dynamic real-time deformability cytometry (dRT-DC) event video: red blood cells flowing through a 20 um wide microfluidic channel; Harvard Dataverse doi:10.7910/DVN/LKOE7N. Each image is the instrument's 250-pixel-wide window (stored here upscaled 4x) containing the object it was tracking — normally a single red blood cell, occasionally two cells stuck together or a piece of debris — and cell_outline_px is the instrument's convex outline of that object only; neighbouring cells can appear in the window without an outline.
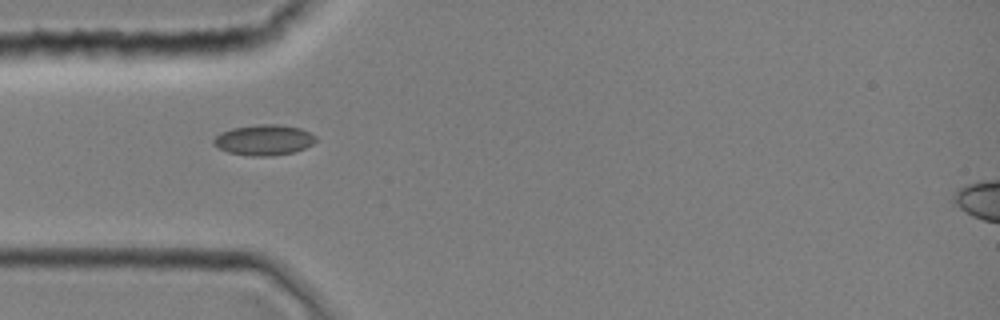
{"species": "common noctule bat (a hibernating species)", "species_latin": "Nyctalus noctula", "temperature_condition": "room temperature", "stored_images_in_passage": 1, "camera_frame_rate_fps": 3000, "um_per_image_px": 0.085, "animal": {"sex": "female", "body_mass_g": 19.0, "forearm_length_mm": 51.5}, "frame": {"image": 1, "passage_image": 1, "time_ms": 0.0, "image_size_px": [1000, 320], "cell_outline_px": [[316, 140], [312, 144], [304, 148], [292, 152], [272, 156], [252, 156], [228, 152], [212, 144], [212, 140], [220, 132], [232, 128], [256, 124], [280, 124], [300, 128], [316, 136]], "centroid_in_image_um": [22.41, 11.89], "position_along_channel_um": 62.6, "area_um2": 18.21}}